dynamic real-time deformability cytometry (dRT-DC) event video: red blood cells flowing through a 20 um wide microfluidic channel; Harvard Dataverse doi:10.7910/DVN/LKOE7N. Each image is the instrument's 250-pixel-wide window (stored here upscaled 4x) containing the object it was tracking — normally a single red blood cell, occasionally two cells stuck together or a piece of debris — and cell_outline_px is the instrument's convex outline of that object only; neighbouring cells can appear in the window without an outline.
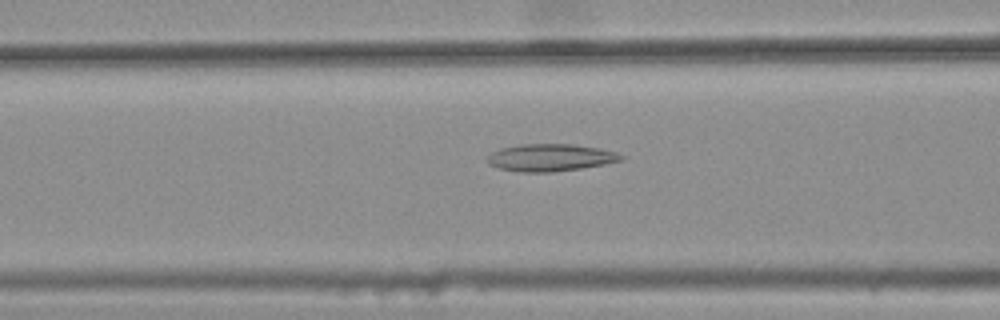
{"species": "common noctule bat (a hibernating species)", "species_latin": "Nyctalus noctula", "temperature_condition": "warm", "stored_images_in_passage": 48, "camera_frame_rate_fps": 3000, "um_per_image_px": 0.085, "animal": {"sex": "female", "body_mass_g": 25.1}, "frame": {"image": 1, "passage_image": 21, "time_ms": 6.667, "image_size_px": [1000, 320], "cell_outline_px": [[624, 160], [604, 164], [580, 168], [552, 172], [520, 172], [496, 168], [488, 164], [484, 160], [492, 152], [500, 148], [520, 144], [572, 144], [600, 148], [616, 152], [624, 156]], "centroid_in_image_um": [46.74, 13.39], "position_along_channel_um": 119.9, "area_um2": 21.44}}
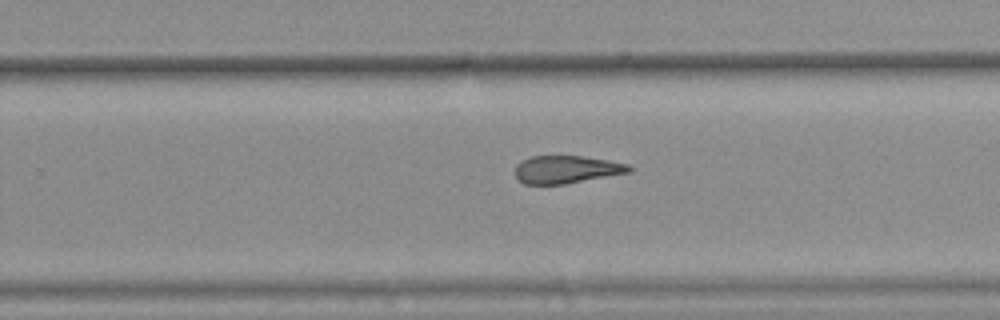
{"frame": {"image": 2, "passage_image": 34, "time_ms": 11.0, "image_size_px": [1000, 320], "cell_outline_px": [[632, 172], [564, 184], [524, 184], [516, 176], [516, 164], [520, 160], [532, 156], [580, 156], [608, 160], [628, 164], [632, 168]], "centroid_in_image_um": [48.15, 14.4], "position_along_channel_um": 281.6, "area_um2": 18.38}}
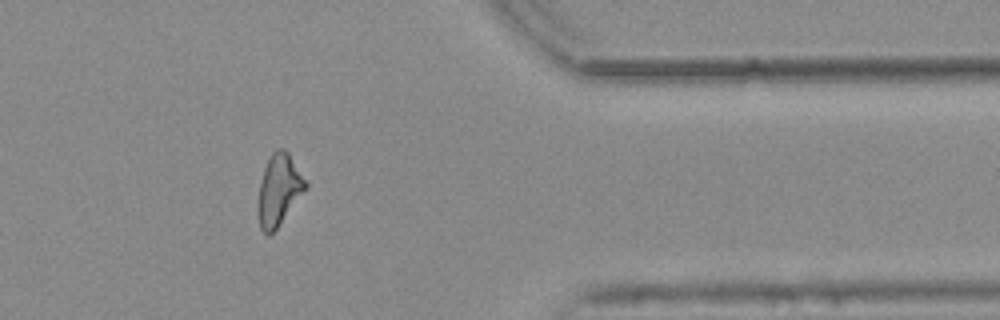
{"frame": {"image": 3, "passage_image": 44, "time_ms": 14.333, "image_size_px": [1000, 320], "cell_outline_px": [[308, 188], [276, 228], [268, 236], [260, 228], [256, 208], [256, 204], [260, 180], [264, 168], [272, 152], [276, 148], [284, 148], [288, 152], [308, 184]], "centroid_in_image_um": [23.68, 16.14], "position_along_channel_um": 387.7, "area_um2": 19.88}, "authors_computed_cell_mechanics": {"area_um2": 19.9988, "velocity_mm_per_s": 3.7449, "shape_relaxation_time_tau1_ms": null, "shape_relaxation_time_tau2_ms": 8.6685, "deformation_change_tau1": null, "deformation_change_tau2": 0.2339}}